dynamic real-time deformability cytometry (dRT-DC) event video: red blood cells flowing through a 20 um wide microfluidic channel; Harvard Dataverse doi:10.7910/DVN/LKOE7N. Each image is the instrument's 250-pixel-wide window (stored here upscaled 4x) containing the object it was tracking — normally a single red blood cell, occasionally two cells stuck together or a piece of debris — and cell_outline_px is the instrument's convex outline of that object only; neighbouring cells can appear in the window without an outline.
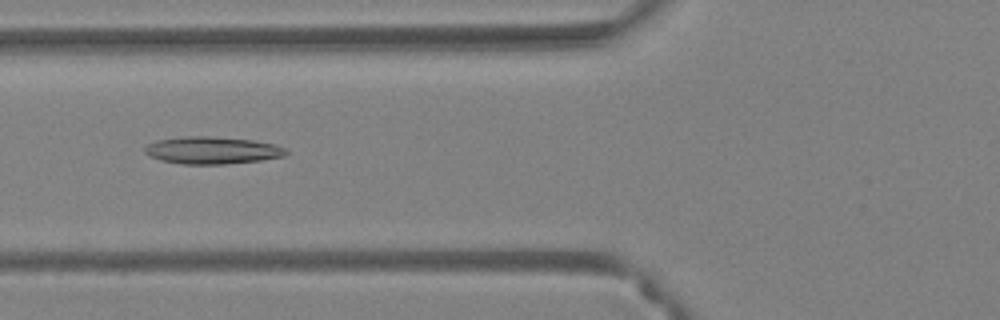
{"species": "Egyptian fruit bat (a non-hibernating species)", "species_latin": "Rousettus aegyptiacus", "temperature_condition": "warm", "stored_images_in_passage": 33, "camera_frame_rate_fps": 3000, "um_per_image_px": 0.085, "animal": {"sex": "female"}, "frame": {"image": 1, "passage_image": 6, "time_ms": 1.667, "image_size_px": [1000, 320], "cell_outline_px": [[288, 152], [284, 156], [260, 160], [224, 164], [180, 164], [160, 160], [144, 152], [144, 148], [148, 144], [156, 140], [184, 136], [212, 136], [252, 140], [276, 144], [284, 148]], "centroid_in_image_um": [18.02, 12.77], "position_along_channel_um": 107.8, "area_um2": 22.43}}
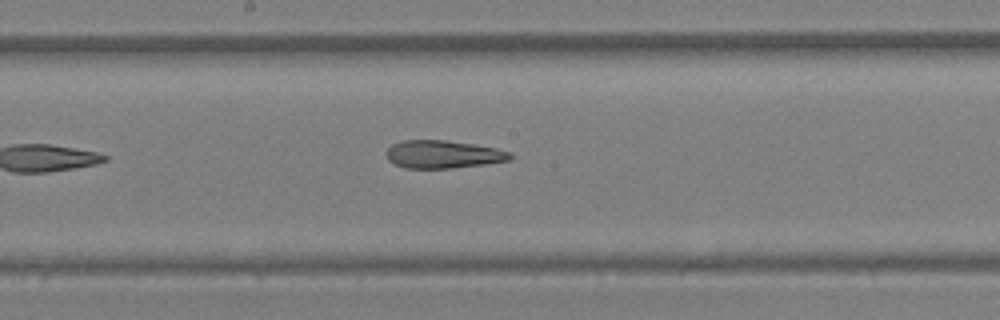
{"frame": {"image": 2, "passage_image": 14, "time_ms": 4.333, "image_size_px": [1000, 320], "cell_outline_px": [[512, 156], [508, 160], [484, 164], [452, 168], [404, 168], [392, 164], [388, 160], [388, 148], [392, 144], [404, 140], [444, 140], [472, 144], [496, 148], [512, 152]], "centroid_in_image_um": [37.64, 13.12], "position_along_channel_um": 210.6, "area_um2": 20.0}}
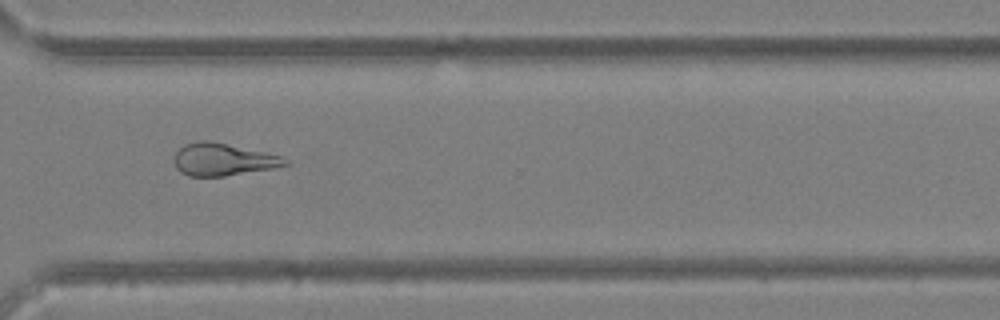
{"frame": {"image": 3, "passage_image": 25, "time_ms": 8.0, "image_size_px": [1000, 320], "cell_outline_px": [[288, 164], [276, 168], [224, 176], [188, 176], [180, 172], [176, 168], [172, 160], [176, 152], [184, 144], [196, 140], [208, 140], [264, 152], [280, 156], [288, 160]], "centroid_in_image_um": [18.9, 13.56], "position_along_channel_um": 351.7, "area_um2": 20.98}, "authors_computed_cell_mechanics": {"area_um2": 21.2704, "velocity_mm_per_s": 3.8494, "shape_relaxation_time_tau1_ms": null, "shape_relaxation_time_tau2_ms": 5.5677, "deformation_change_tau1": null, "deformation_change_tau2": 0.1905}}